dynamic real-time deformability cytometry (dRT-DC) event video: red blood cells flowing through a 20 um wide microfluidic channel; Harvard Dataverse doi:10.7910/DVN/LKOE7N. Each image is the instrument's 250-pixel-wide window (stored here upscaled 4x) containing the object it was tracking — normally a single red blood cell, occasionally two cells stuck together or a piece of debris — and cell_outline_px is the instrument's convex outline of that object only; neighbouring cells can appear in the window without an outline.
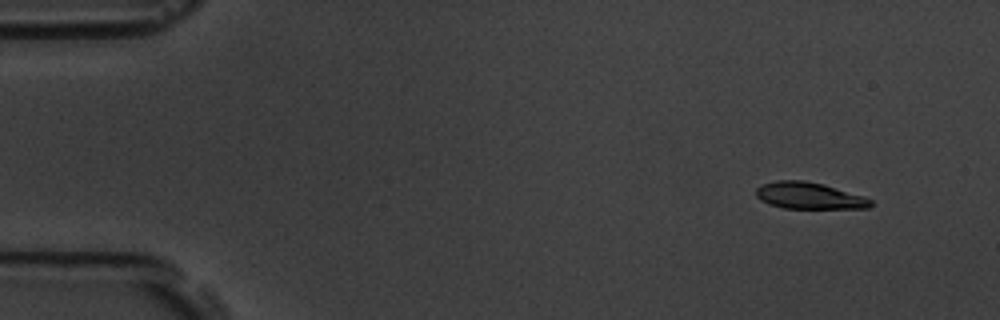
{"species": "common noctule bat (a hibernating species)", "species_latin": "Nyctalus noctula", "temperature_condition": "room temperature", "stored_images_in_passage": 7, "camera_frame_rate_fps": 3000, "um_per_image_px": 0.085, "animal": {"sex": "male", "body_mass_g": 19.5, "forearm_length_mm": 54.6}, "frame": {"image": 1, "passage_image": 2, "time_ms": 1.333, "image_size_px": [1000, 320], "cell_outline_px": [[872, 204], [868, 208], [784, 208], [768, 204], [760, 200], [756, 196], [756, 188], [760, 184], [776, 180], [804, 180], [824, 184], [864, 196], [872, 200]], "centroid_in_image_um": [68.74, 16.62], "position_along_channel_um": 16.3, "area_um2": 17.92}}
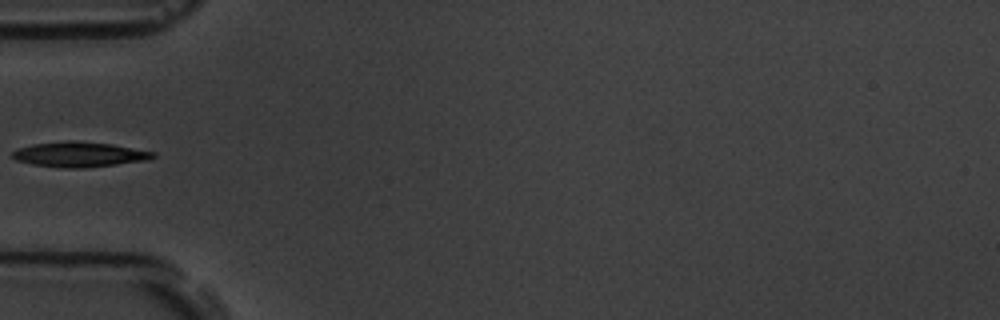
{"frame": {"image": 2, "passage_image": 6, "time_ms": 6.0, "image_size_px": [1000, 320], "cell_outline_px": [[156, 156], [148, 160], [84, 168], [68, 168], [32, 164], [16, 160], [12, 156], [12, 152], [16, 148], [32, 144], [68, 140], [72, 140], [112, 144], [156, 152]], "centroid_in_image_um": [6.74, 13.11], "position_along_channel_um": 78.3, "area_um2": 20.58}}
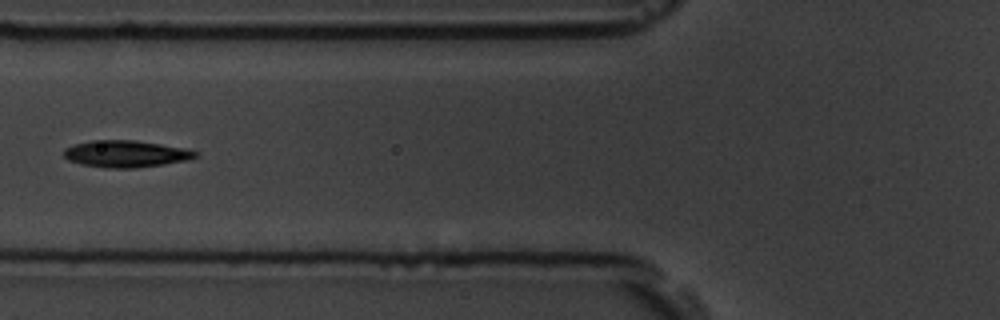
{"frame": {"image": 3, "passage_image": 7, "time_ms": 7.0, "image_size_px": [1000, 320], "cell_outline_px": [[200, 156], [184, 160], [164, 164], [136, 168], [104, 168], [80, 164], [68, 160], [64, 156], [64, 148], [76, 144], [92, 140], [136, 140], [188, 148], [200, 152]], "centroid_in_image_um": [10.73, 13.07], "position_along_channel_um": 115.1, "area_um2": 20.81}}